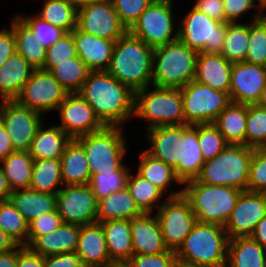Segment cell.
Masks as SVG:
<instances>
[{"instance_id": "1", "label": "cell", "mask_w": 266, "mask_h": 267, "mask_svg": "<svg viewBox=\"0 0 266 267\" xmlns=\"http://www.w3.org/2000/svg\"><path fill=\"white\" fill-rule=\"evenodd\" d=\"M78 93L105 126H123L134 117L135 93L106 70L89 71Z\"/></svg>"}, {"instance_id": "2", "label": "cell", "mask_w": 266, "mask_h": 267, "mask_svg": "<svg viewBox=\"0 0 266 267\" xmlns=\"http://www.w3.org/2000/svg\"><path fill=\"white\" fill-rule=\"evenodd\" d=\"M154 48L127 31L114 45L106 70L134 93L152 86Z\"/></svg>"}, {"instance_id": "3", "label": "cell", "mask_w": 266, "mask_h": 267, "mask_svg": "<svg viewBox=\"0 0 266 267\" xmlns=\"http://www.w3.org/2000/svg\"><path fill=\"white\" fill-rule=\"evenodd\" d=\"M228 241L223 226L197 222L175 252L178 263L195 267H226Z\"/></svg>"}, {"instance_id": "4", "label": "cell", "mask_w": 266, "mask_h": 267, "mask_svg": "<svg viewBox=\"0 0 266 267\" xmlns=\"http://www.w3.org/2000/svg\"><path fill=\"white\" fill-rule=\"evenodd\" d=\"M184 184L182 194L188 200L197 222L225 227L242 191L231 186L204 184L197 179Z\"/></svg>"}, {"instance_id": "5", "label": "cell", "mask_w": 266, "mask_h": 267, "mask_svg": "<svg viewBox=\"0 0 266 267\" xmlns=\"http://www.w3.org/2000/svg\"><path fill=\"white\" fill-rule=\"evenodd\" d=\"M197 56L179 39L154 48L152 86L184 87L195 78Z\"/></svg>"}, {"instance_id": "6", "label": "cell", "mask_w": 266, "mask_h": 267, "mask_svg": "<svg viewBox=\"0 0 266 267\" xmlns=\"http://www.w3.org/2000/svg\"><path fill=\"white\" fill-rule=\"evenodd\" d=\"M75 139L84 148L91 175L129 170L123 164L127 145L122 126H104L101 130Z\"/></svg>"}, {"instance_id": "7", "label": "cell", "mask_w": 266, "mask_h": 267, "mask_svg": "<svg viewBox=\"0 0 266 267\" xmlns=\"http://www.w3.org/2000/svg\"><path fill=\"white\" fill-rule=\"evenodd\" d=\"M252 155L253 148L228 144L213 159L205 161L196 179L204 184L231 186L247 191Z\"/></svg>"}, {"instance_id": "8", "label": "cell", "mask_w": 266, "mask_h": 267, "mask_svg": "<svg viewBox=\"0 0 266 267\" xmlns=\"http://www.w3.org/2000/svg\"><path fill=\"white\" fill-rule=\"evenodd\" d=\"M135 92L134 117L149 122L148 128L158 126L183 125L182 93L179 88L152 86Z\"/></svg>"}, {"instance_id": "9", "label": "cell", "mask_w": 266, "mask_h": 267, "mask_svg": "<svg viewBox=\"0 0 266 267\" xmlns=\"http://www.w3.org/2000/svg\"><path fill=\"white\" fill-rule=\"evenodd\" d=\"M155 215L165 246L175 252L197 223L188 200L182 194V189L170 191L167 200L163 201Z\"/></svg>"}, {"instance_id": "10", "label": "cell", "mask_w": 266, "mask_h": 267, "mask_svg": "<svg viewBox=\"0 0 266 267\" xmlns=\"http://www.w3.org/2000/svg\"><path fill=\"white\" fill-rule=\"evenodd\" d=\"M178 39L196 52L220 54L227 23L211 19L192 6L178 23Z\"/></svg>"}, {"instance_id": "11", "label": "cell", "mask_w": 266, "mask_h": 267, "mask_svg": "<svg viewBox=\"0 0 266 267\" xmlns=\"http://www.w3.org/2000/svg\"><path fill=\"white\" fill-rule=\"evenodd\" d=\"M172 9L173 0H153L128 31L152 48L176 41Z\"/></svg>"}, {"instance_id": "12", "label": "cell", "mask_w": 266, "mask_h": 267, "mask_svg": "<svg viewBox=\"0 0 266 267\" xmlns=\"http://www.w3.org/2000/svg\"><path fill=\"white\" fill-rule=\"evenodd\" d=\"M182 93L185 124L213 123L231 103L227 92L217 91L195 80L179 88Z\"/></svg>"}, {"instance_id": "13", "label": "cell", "mask_w": 266, "mask_h": 267, "mask_svg": "<svg viewBox=\"0 0 266 267\" xmlns=\"http://www.w3.org/2000/svg\"><path fill=\"white\" fill-rule=\"evenodd\" d=\"M68 94L49 71L35 69L15 101L43 114L57 110Z\"/></svg>"}, {"instance_id": "14", "label": "cell", "mask_w": 266, "mask_h": 267, "mask_svg": "<svg viewBox=\"0 0 266 267\" xmlns=\"http://www.w3.org/2000/svg\"><path fill=\"white\" fill-rule=\"evenodd\" d=\"M43 115L19 105L15 100L0 101V122L7 130L14 151H29Z\"/></svg>"}, {"instance_id": "15", "label": "cell", "mask_w": 266, "mask_h": 267, "mask_svg": "<svg viewBox=\"0 0 266 267\" xmlns=\"http://www.w3.org/2000/svg\"><path fill=\"white\" fill-rule=\"evenodd\" d=\"M98 201L89 184L64 185L56 194V210L63 223L78 226L96 222Z\"/></svg>"}, {"instance_id": "16", "label": "cell", "mask_w": 266, "mask_h": 267, "mask_svg": "<svg viewBox=\"0 0 266 267\" xmlns=\"http://www.w3.org/2000/svg\"><path fill=\"white\" fill-rule=\"evenodd\" d=\"M77 28L82 32L112 41H117L128 31L121 23L111 0L79 7Z\"/></svg>"}, {"instance_id": "17", "label": "cell", "mask_w": 266, "mask_h": 267, "mask_svg": "<svg viewBox=\"0 0 266 267\" xmlns=\"http://www.w3.org/2000/svg\"><path fill=\"white\" fill-rule=\"evenodd\" d=\"M59 126L71 139L101 130L105 125L79 93H69L57 108Z\"/></svg>"}, {"instance_id": "18", "label": "cell", "mask_w": 266, "mask_h": 267, "mask_svg": "<svg viewBox=\"0 0 266 267\" xmlns=\"http://www.w3.org/2000/svg\"><path fill=\"white\" fill-rule=\"evenodd\" d=\"M266 215V193L242 191L225 225L229 239L250 236Z\"/></svg>"}, {"instance_id": "19", "label": "cell", "mask_w": 266, "mask_h": 267, "mask_svg": "<svg viewBox=\"0 0 266 267\" xmlns=\"http://www.w3.org/2000/svg\"><path fill=\"white\" fill-rule=\"evenodd\" d=\"M265 86V66L245 61L232 64L229 92L231 102L257 104Z\"/></svg>"}, {"instance_id": "20", "label": "cell", "mask_w": 266, "mask_h": 267, "mask_svg": "<svg viewBox=\"0 0 266 267\" xmlns=\"http://www.w3.org/2000/svg\"><path fill=\"white\" fill-rule=\"evenodd\" d=\"M150 148L145 151L152 157L169 165L178 178V164L181 159L183 125L158 126L147 130Z\"/></svg>"}, {"instance_id": "21", "label": "cell", "mask_w": 266, "mask_h": 267, "mask_svg": "<svg viewBox=\"0 0 266 267\" xmlns=\"http://www.w3.org/2000/svg\"><path fill=\"white\" fill-rule=\"evenodd\" d=\"M76 253L81 264L89 267H110L114 263L108 255L102 225L97 222L80 226Z\"/></svg>"}, {"instance_id": "22", "label": "cell", "mask_w": 266, "mask_h": 267, "mask_svg": "<svg viewBox=\"0 0 266 267\" xmlns=\"http://www.w3.org/2000/svg\"><path fill=\"white\" fill-rule=\"evenodd\" d=\"M75 41L77 56L90 71L107 70L116 41L107 40L80 31L71 32Z\"/></svg>"}, {"instance_id": "23", "label": "cell", "mask_w": 266, "mask_h": 267, "mask_svg": "<svg viewBox=\"0 0 266 267\" xmlns=\"http://www.w3.org/2000/svg\"><path fill=\"white\" fill-rule=\"evenodd\" d=\"M132 246L134 254H160L169 252L156 215L143 213L130 220Z\"/></svg>"}, {"instance_id": "24", "label": "cell", "mask_w": 266, "mask_h": 267, "mask_svg": "<svg viewBox=\"0 0 266 267\" xmlns=\"http://www.w3.org/2000/svg\"><path fill=\"white\" fill-rule=\"evenodd\" d=\"M232 64L221 54L199 52L194 80L229 94Z\"/></svg>"}, {"instance_id": "25", "label": "cell", "mask_w": 266, "mask_h": 267, "mask_svg": "<svg viewBox=\"0 0 266 267\" xmlns=\"http://www.w3.org/2000/svg\"><path fill=\"white\" fill-rule=\"evenodd\" d=\"M80 226L62 223L50 233L38 237L29 248L42 257L76 252Z\"/></svg>"}, {"instance_id": "26", "label": "cell", "mask_w": 266, "mask_h": 267, "mask_svg": "<svg viewBox=\"0 0 266 267\" xmlns=\"http://www.w3.org/2000/svg\"><path fill=\"white\" fill-rule=\"evenodd\" d=\"M35 69L17 52L0 67V96L15 100Z\"/></svg>"}, {"instance_id": "27", "label": "cell", "mask_w": 266, "mask_h": 267, "mask_svg": "<svg viewBox=\"0 0 266 267\" xmlns=\"http://www.w3.org/2000/svg\"><path fill=\"white\" fill-rule=\"evenodd\" d=\"M205 160L199 148L197 124H183L181 159L178 164V179L185 182L196 179Z\"/></svg>"}, {"instance_id": "28", "label": "cell", "mask_w": 266, "mask_h": 267, "mask_svg": "<svg viewBox=\"0 0 266 267\" xmlns=\"http://www.w3.org/2000/svg\"><path fill=\"white\" fill-rule=\"evenodd\" d=\"M60 161L63 185L89 184L91 173L84 148L76 139L66 144Z\"/></svg>"}, {"instance_id": "29", "label": "cell", "mask_w": 266, "mask_h": 267, "mask_svg": "<svg viewBox=\"0 0 266 267\" xmlns=\"http://www.w3.org/2000/svg\"><path fill=\"white\" fill-rule=\"evenodd\" d=\"M102 225L109 258L114 263H125L134 254L130 220H109Z\"/></svg>"}, {"instance_id": "30", "label": "cell", "mask_w": 266, "mask_h": 267, "mask_svg": "<svg viewBox=\"0 0 266 267\" xmlns=\"http://www.w3.org/2000/svg\"><path fill=\"white\" fill-rule=\"evenodd\" d=\"M9 200L28 224L56 209V195L38 192L31 188L13 190Z\"/></svg>"}, {"instance_id": "31", "label": "cell", "mask_w": 266, "mask_h": 267, "mask_svg": "<svg viewBox=\"0 0 266 267\" xmlns=\"http://www.w3.org/2000/svg\"><path fill=\"white\" fill-rule=\"evenodd\" d=\"M11 26L16 38L17 53L34 69H42L46 60L47 48L35 37L33 30L18 14L11 19Z\"/></svg>"}, {"instance_id": "32", "label": "cell", "mask_w": 266, "mask_h": 267, "mask_svg": "<svg viewBox=\"0 0 266 267\" xmlns=\"http://www.w3.org/2000/svg\"><path fill=\"white\" fill-rule=\"evenodd\" d=\"M142 214L126 187L98 201L96 222L131 220Z\"/></svg>"}, {"instance_id": "33", "label": "cell", "mask_w": 266, "mask_h": 267, "mask_svg": "<svg viewBox=\"0 0 266 267\" xmlns=\"http://www.w3.org/2000/svg\"><path fill=\"white\" fill-rule=\"evenodd\" d=\"M266 249L247 237L229 239L226 267H264Z\"/></svg>"}, {"instance_id": "34", "label": "cell", "mask_w": 266, "mask_h": 267, "mask_svg": "<svg viewBox=\"0 0 266 267\" xmlns=\"http://www.w3.org/2000/svg\"><path fill=\"white\" fill-rule=\"evenodd\" d=\"M71 138L57 125L43 129L41 125L32 140L29 154L37 159H61L64 148Z\"/></svg>"}, {"instance_id": "35", "label": "cell", "mask_w": 266, "mask_h": 267, "mask_svg": "<svg viewBox=\"0 0 266 267\" xmlns=\"http://www.w3.org/2000/svg\"><path fill=\"white\" fill-rule=\"evenodd\" d=\"M247 105L231 102L216 118L213 124L228 144L245 145Z\"/></svg>"}, {"instance_id": "36", "label": "cell", "mask_w": 266, "mask_h": 267, "mask_svg": "<svg viewBox=\"0 0 266 267\" xmlns=\"http://www.w3.org/2000/svg\"><path fill=\"white\" fill-rule=\"evenodd\" d=\"M34 159L28 151H14L0 161V166L13 190L29 188Z\"/></svg>"}, {"instance_id": "37", "label": "cell", "mask_w": 266, "mask_h": 267, "mask_svg": "<svg viewBox=\"0 0 266 267\" xmlns=\"http://www.w3.org/2000/svg\"><path fill=\"white\" fill-rule=\"evenodd\" d=\"M62 187V171L60 159H37L34 160L31 189L56 195Z\"/></svg>"}, {"instance_id": "38", "label": "cell", "mask_w": 266, "mask_h": 267, "mask_svg": "<svg viewBox=\"0 0 266 267\" xmlns=\"http://www.w3.org/2000/svg\"><path fill=\"white\" fill-rule=\"evenodd\" d=\"M137 173L158 187L164 194L169 189L170 183L183 184L177 178L175 171L162 160L156 159L145 150L141 152Z\"/></svg>"}, {"instance_id": "39", "label": "cell", "mask_w": 266, "mask_h": 267, "mask_svg": "<svg viewBox=\"0 0 266 267\" xmlns=\"http://www.w3.org/2000/svg\"><path fill=\"white\" fill-rule=\"evenodd\" d=\"M126 187L136 205L143 213H152L154 207L158 210L163 204L160 200L163 199L164 193L138 173L136 175H131L130 172Z\"/></svg>"}, {"instance_id": "40", "label": "cell", "mask_w": 266, "mask_h": 267, "mask_svg": "<svg viewBox=\"0 0 266 267\" xmlns=\"http://www.w3.org/2000/svg\"><path fill=\"white\" fill-rule=\"evenodd\" d=\"M77 10L68 0H44L37 16L69 33L77 27Z\"/></svg>"}, {"instance_id": "41", "label": "cell", "mask_w": 266, "mask_h": 267, "mask_svg": "<svg viewBox=\"0 0 266 267\" xmlns=\"http://www.w3.org/2000/svg\"><path fill=\"white\" fill-rule=\"evenodd\" d=\"M249 43V23H227L221 55L229 62H243Z\"/></svg>"}, {"instance_id": "42", "label": "cell", "mask_w": 266, "mask_h": 267, "mask_svg": "<svg viewBox=\"0 0 266 267\" xmlns=\"http://www.w3.org/2000/svg\"><path fill=\"white\" fill-rule=\"evenodd\" d=\"M89 69L78 57L68 59L54 66L49 72L69 93H78L87 78Z\"/></svg>"}, {"instance_id": "43", "label": "cell", "mask_w": 266, "mask_h": 267, "mask_svg": "<svg viewBox=\"0 0 266 267\" xmlns=\"http://www.w3.org/2000/svg\"><path fill=\"white\" fill-rule=\"evenodd\" d=\"M0 227L17 245L27 247L28 223L10 200L0 202Z\"/></svg>"}, {"instance_id": "44", "label": "cell", "mask_w": 266, "mask_h": 267, "mask_svg": "<svg viewBox=\"0 0 266 267\" xmlns=\"http://www.w3.org/2000/svg\"><path fill=\"white\" fill-rule=\"evenodd\" d=\"M130 172L129 170H116L107 173L92 174L89 186L97 201L106 198L113 192L125 189Z\"/></svg>"}, {"instance_id": "45", "label": "cell", "mask_w": 266, "mask_h": 267, "mask_svg": "<svg viewBox=\"0 0 266 267\" xmlns=\"http://www.w3.org/2000/svg\"><path fill=\"white\" fill-rule=\"evenodd\" d=\"M261 11L252 15L249 22V43L245 62L266 67V26L259 20Z\"/></svg>"}, {"instance_id": "46", "label": "cell", "mask_w": 266, "mask_h": 267, "mask_svg": "<svg viewBox=\"0 0 266 267\" xmlns=\"http://www.w3.org/2000/svg\"><path fill=\"white\" fill-rule=\"evenodd\" d=\"M266 139V108L257 104L247 105L245 145L256 149Z\"/></svg>"}, {"instance_id": "47", "label": "cell", "mask_w": 266, "mask_h": 267, "mask_svg": "<svg viewBox=\"0 0 266 267\" xmlns=\"http://www.w3.org/2000/svg\"><path fill=\"white\" fill-rule=\"evenodd\" d=\"M197 132L199 148L205 161L213 159L228 145L213 123L197 124Z\"/></svg>"}, {"instance_id": "48", "label": "cell", "mask_w": 266, "mask_h": 267, "mask_svg": "<svg viewBox=\"0 0 266 267\" xmlns=\"http://www.w3.org/2000/svg\"><path fill=\"white\" fill-rule=\"evenodd\" d=\"M77 56L76 45L71 32L64 34L46 51L43 70L50 71L54 66Z\"/></svg>"}, {"instance_id": "49", "label": "cell", "mask_w": 266, "mask_h": 267, "mask_svg": "<svg viewBox=\"0 0 266 267\" xmlns=\"http://www.w3.org/2000/svg\"><path fill=\"white\" fill-rule=\"evenodd\" d=\"M247 191L266 193V150L253 149Z\"/></svg>"}, {"instance_id": "50", "label": "cell", "mask_w": 266, "mask_h": 267, "mask_svg": "<svg viewBox=\"0 0 266 267\" xmlns=\"http://www.w3.org/2000/svg\"><path fill=\"white\" fill-rule=\"evenodd\" d=\"M32 30L46 48L57 42L66 32L47 21L42 20L37 15L23 16L18 15Z\"/></svg>"}, {"instance_id": "51", "label": "cell", "mask_w": 266, "mask_h": 267, "mask_svg": "<svg viewBox=\"0 0 266 267\" xmlns=\"http://www.w3.org/2000/svg\"><path fill=\"white\" fill-rule=\"evenodd\" d=\"M153 0H111L121 23L129 30Z\"/></svg>"}, {"instance_id": "52", "label": "cell", "mask_w": 266, "mask_h": 267, "mask_svg": "<svg viewBox=\"0 0 266 267\" xmlns=\"http://www.w3.org/2000/svg\"><path fill=\"white\" fill-rule=\"evenodd\" d=\"M62 223L61 216L56 209L31 221L28 224L27 247L38 237L58 229Z\"/></svg>"}, {"instance_id": "53", "label": "cell", "mask_w": 266, "mask_h": 267, "mask_svg": "<svg viewBox=\"0 0 266 267\" xmlns=\"http://www.w3.org/2000/svg\"><path fill=\"white\" fill-rule=\"evenodd\" d=\"M131 267H177L175 251L160 254H133L127 261Z\"/></svg>"}, {"instance_id": "54", "label": "cell", "mask_w": 266, "mask_h": 267, "mask_svg": "<svg viewBox=\"0 0 266 267\" xmlns=\"http://www.w3.org/2000/svg\"><path fill=\"white\" fill-rule=\"evenodd\" d=\"M255 2V0H223L226 23L238 22L239 18L251 9L260 10Z\"/></svg>"}, {"instance_id": "55", "label": "cell", "mask_w": 266, "mask_h": 267, "mask_svg": "<svg viewBox=\"0 0 266 267\" xmlns=\"http://www.w3.org/2000/svg\"><path fill=\"white\" fill-rule=\"evenodd\" d=\"M193 7L211 19L226 23L223 0H195Z\"/></svg>"}, {"instance_id": "56", "label": "cell", "mask_w": 266, "mask_h": 267, "mask_svg": "<svg viewBox=\"0 0 266 267\" xmlns=\"http://www.w3.org/2000/svg\"><path fill=\"white\" fill-rule=\"evenodd\" d=\"M17 52L16 38L12 26L0 30V67L12 55Z\"/></svg>"}, {"instance_id": "57", "label": "cell", "mask_w": 266, "mask_h": 267, "mask_svg": "<svg viewBox=\"0 0 266 267\" xmlns=\"http://www.w3.org/2000/svg\"><path fill=\"white\" fill-rule=\"evenodd\" d=\"M81 261L76 252L44 257V267H79Z\"/></svg>"}, {"instance_id": "58", "label": "cell", "mask_w": 266, "mask_h": 267, "mask_svg": "<svg viewBox=\"0 0 266 267\" xmlns=\"http://www.w3.org/2000/svg\"><path fill=\"white\" fill-rule=\"evenodd\" d=\"M16 267H44V257L34 253L29 247H24L18 253Z\"/></svg>"}, {"instance_id": "59", "label": "cell", "mask_w": 266, "mask_h": 267, "mask_svg": "<svg viewBox=\"0 0 266 267\" xmlns=\"http://www.w3.org/2000/svg\"><path fill=\"white\" fill-rule=\"evenodd\" d=\"M24 245H17L10 251L0 253V267H16L18 253L24 248Z\"/></svg>"}, {"instance_id": "60", "label": "cell", "mask_w": 266, "mask_h": 267, "mask_svg": "<svg viewBox=\"0 0 266 267\" xmlns=\"http://www.w3.org/2000/svg\"><path fill=\"white\" fill-rule=\"evenodd\" d=\"M14 152L13 145L7 130L0 122V161Z\"/></svg>"}, {"instance_id": "61", "label": "cell", "mask_w": 266, "mask_h": 267, "mask_svg": "<svg viewBox=\"0 0 266 267\" xmlns=\"http://www.w3.org/2000/svg\"><path fill=\"white\" fill-rule=\"evenodd\" d=\"M250 237L266 249V215L257 223Z\"/></svg>"}, {"instance_id": "62", "label": "cell", "mask_w": 266, "mask_h": 267, "mask_svg": "<svg viewBox=\"0 0 266 267\" xmlns=\"http://www.w3.org/2000/svg\"><path fill=\"white\" fill-rule=\"evenodd\" d=\"M12 189L9 186L8 180L0 166V202L10 199Z\"/></svg>"}, {"instance_id": "63", "label": "cell", "mask_w": 266, "mask_h": 267, "mask_svg": "<svg viewBox=\"0 0 266 267\" xmlns=\"http://www.w3.org/2000/svg\"><path fill=\"white\" fill-rule=\"evenodd\" d=\"M17 244L9 237L0 227V253L10 251L15 248Z\"/></svg>"}, {"instance_id": "64", "label": "cell", "mask_w": 266, "mask_h": 267, "mask_svg": "<svg viewBox=\"0 0 266 267\" xmlns=\"http://www.w3.org/2000/svg\"><path fill=\"white\" fill-rule=\"evenodd\" d=\"M68 1L78 9L79 7L84 6L86 4L100 2L103 0H68Z\"/></svg>"}, {"instance_id": "65", "label": "cell", "mask_w": 266, "mask_h": 267, "mask_svg": "<svg viewBox=\"0 0 266 267\" xmlns=\"http://www.w3.org/2000/svg\"><path fill=\"white\" fill-rule=\"evenodd\" d=\"M257 105L266 108V86L261 92V96L257 102Z\"/></svg>"}, {"instance_id": "66", "label": "cell", "mask_w": 266, "mask_h": 267, "mask_svg": "<svg viewBox=\"0 0 266 267\" xmlns=\"http://www.w3.org/2000/svg\"><path fill=\"white\" fill-rule=\"evenodd\" d=\"M258 1H259L258 7L260 8V11H264V10L266 11V0H258Z\"/></svg>"}, {"instance_id": "67", "label": "cell", "mask_w": 266, "mask_h": 267, "mask_svg": "<svg viewBox=\"0 0 266 267\" xmlns=\"http://www.w3.org/2000/svg\"><path fill=\"white\" fill-rule=\"evenodd\" d=\"M110 267H131L127 262L125 263H113Z\"/></svg>"}, {"instance_id": "68", "label": "cell", "mask_w": 266, "mask_h": 267, "mask_svg": "<svg viewBox=\"0 0 266 267\" xmlns=\"http://www.w3.org/2000/svg\"><path fill=\"white\" fill-rule=\"evenodd\" d=\"M259 20L266 26V14L261 11Z\"/></svg>"}, {"instance_id": "69", "label": "cell", "mask_w": 266, "mask_h": 267, "mask_svg": "<svg viewBox=\"0 0 266 267\" xmlns=\"http://www.w3.org/2000/svg\"><path fill=\"white\" fill-rule=\"evenodd\" d=\"M259 148L262 150H266V139L265 142Z\"/></svg>"}, {"instance_id": "70", "label": "cell", "mask_w": 266, "mask_h": 267, "mask_svg": "<svg viewBox=\"0 0 266 267\" xmlns=\"http://www.w3.org/2000/svg\"><path fill=\"white\" fill-rule=\"evenodd\" d=\"M177 267H195V266H187V265H184V264L179 263V264L177 265Z\"/></svg>"}, {"instance_id": "71", "label": "cell", "mask_w": 266, "mask_h": 267, "mask_svg": "<svg viewBox=\"0 0 266 267\" xmlns=\"http://www.w3.org/2000/svg\"><path fill=\"white\" fill-rule=\"evenodd\" d=\"M79 267H89V266H86V265L81 264Z\"/></svg>"}]
</instances>
